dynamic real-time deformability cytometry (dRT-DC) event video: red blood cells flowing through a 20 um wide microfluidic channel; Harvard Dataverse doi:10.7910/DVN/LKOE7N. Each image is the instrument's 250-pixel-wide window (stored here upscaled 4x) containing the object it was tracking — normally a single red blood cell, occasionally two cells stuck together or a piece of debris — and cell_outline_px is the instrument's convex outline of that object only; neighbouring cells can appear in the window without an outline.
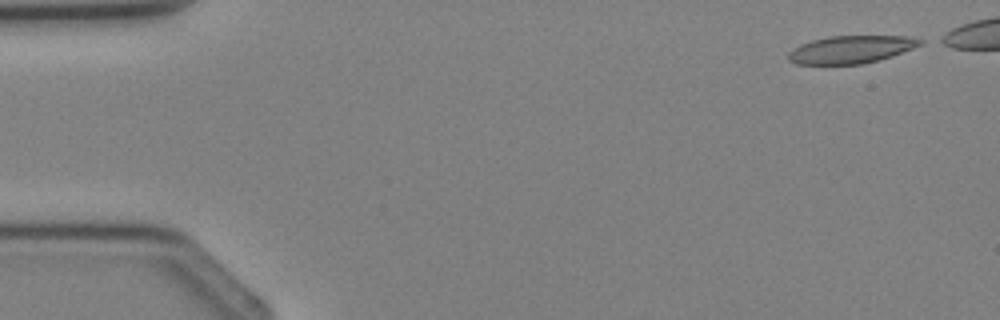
{"species": "Egyptian fruit bat (a non-hibernating species)", "species_latin": "Rousettus aegyptiacus", "temperature_condition": "cold", "stored_images_in_passage": 4, "camera_frame_rate_fps": 3000, "um_per_image_px": 0.085, "animal": {"sex": "female"}, "frame": {"image": 1, "passage_image": 1, "time_ms": 0.0, "image_size_px": [1000, 320], "cell_outline_px": [[924, 44], [892, 56], [880, 60], [864, 64], [796, 64], [788, 60], [788, 52], [800, 44], [812, 40], [828, 36], [912, 36], [924, 40]], "centroid_in_image_um": [72.37, 4.2], "position_along_channel_um": 12.6, "area_um2": 21.44}}
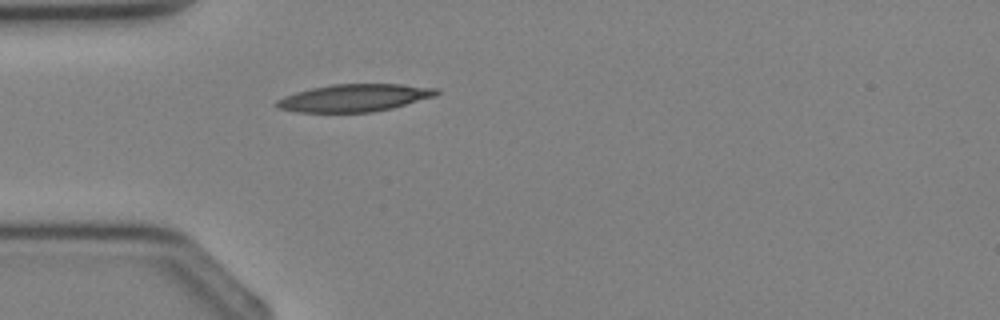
{"frame": {"image": 2, "passage_image": 4, "time_ms": 4.333, "image_size_px": [1000, 320], "cell_outline_px": [[440, 92], [436, 96], [392, 108], [372, 112], [296, 112], [280, 108], [276, 104], [276, 100], [284, 96], [296, 92], [312, 88], [332, 84], [400, 84], [440, 88]], "centroid_in_image_um": [30.17, 8.31], "position_along_channel_um": 54.8, "area_um2": 25.55}}